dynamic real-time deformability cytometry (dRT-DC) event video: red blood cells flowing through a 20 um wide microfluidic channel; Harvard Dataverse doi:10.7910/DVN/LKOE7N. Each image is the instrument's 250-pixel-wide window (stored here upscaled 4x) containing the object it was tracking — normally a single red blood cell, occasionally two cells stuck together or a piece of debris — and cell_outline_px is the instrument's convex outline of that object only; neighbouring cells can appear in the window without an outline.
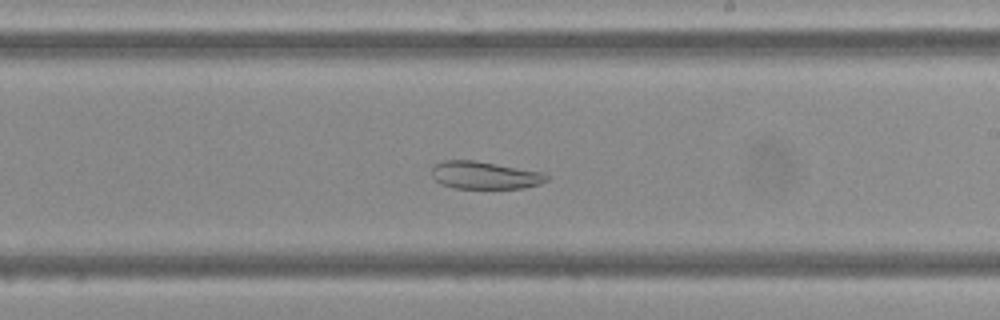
{"species": "Egyptian fruit bat (a non-hibernating species)", "species_latin": "Rousettus aegyptiacus", "temperature_condition": "cold", "stored_images_in_passage": 47, "camera_frame_rate_fps": 3000, "um_per_image_px": 0.085, "frame": {"image": 1, "passage_image": 27, "time_ms": 8.667, "image_size_px": [1000, 320], "cell_outline_px": [[548, 180], [540, 184], [524, 188], [456, 188], [440, 184], [432, 176], [432, 168], [436, 164], [444, 160], [476, 160], [544, 172], [548, 176]], "centroid_in_image_um": [41.22, 14.89], "position_along_channel_um": 247.8, "area_um2": 18.55}}
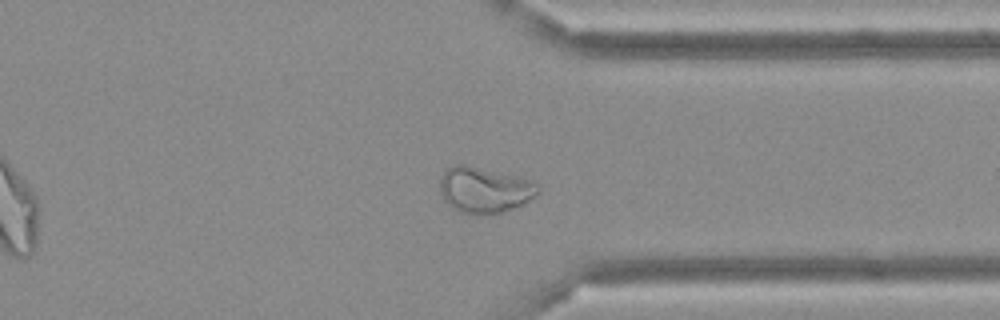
{"frame": {"image": 2, "passage_image": 36, "time_ms": 11.667, "image_size_px": [1000, 320], "cell_outline_px": [[540, 192], [524, 204], [500, 212], [480, 216], [460, 212], [452, 208], [444, 200], [440, 192], [440, 180], [444, 172], [452, 164], [464, 164], [520, 176], [536, 180], [540, 188]], "centroid_in_image_um": [41.21, 16.14], "position_along_channel_um": 370.2, "area_um2": 26.7}}
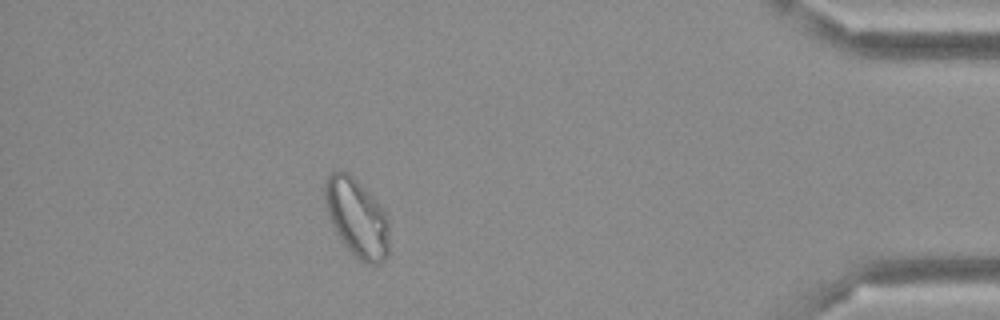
{"frame": {"image": 3, "passage_image": 42, "time_ms": 13.667, "image_size_px": [1000, 320], "cell_outline_px": [[388, 256], [380, 264], [368, 264], [352, 256], [336, 232], [328, 216], [324, 196], [324, 184], [328, 176], [332, 172], [340, 168], [348, 172], [380, 204], [388, 216]], "centroid_in_image_um": [30.33, 18.51], "position_along_channel_um": 404.9, "area_um2": 29.59}}